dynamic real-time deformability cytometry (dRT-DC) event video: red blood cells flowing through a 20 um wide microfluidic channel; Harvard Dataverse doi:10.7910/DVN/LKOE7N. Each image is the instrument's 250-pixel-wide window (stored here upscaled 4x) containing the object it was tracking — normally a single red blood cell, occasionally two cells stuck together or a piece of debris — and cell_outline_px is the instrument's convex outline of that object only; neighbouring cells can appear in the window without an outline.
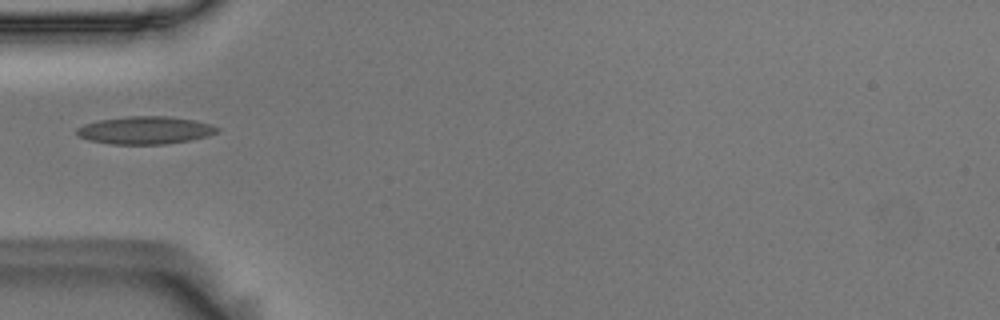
{"species": "Egyptian fruit bat (a non-hibernating species)", "species_latin": "Rousettus aegyptiacus", "temperature_condition": "room temperature", "stored_images_in_passage": 17, "camera_frame_rate_fps": 3000, "um_per_image_px": 0.085, "animal": {"sex": "male"}, "frame": {"image": 1, "passage_image": 1, "time_ms": 0.0, "image_size_px": [1000, 320], "cell_outline_px": [[220, 128], [216, 132], [208, 136], [188, 140], [164, 144], [112, 144], [88, 140], [76, 136], [76, 128], [84, 124], [100, 120], [128, 116], [168, 116], [196, 120], [212, 124]], "centroid_in_image_um": [12.32, 11.06], "position_along_channel_um": 72.7, "area_um2": 22.72}}
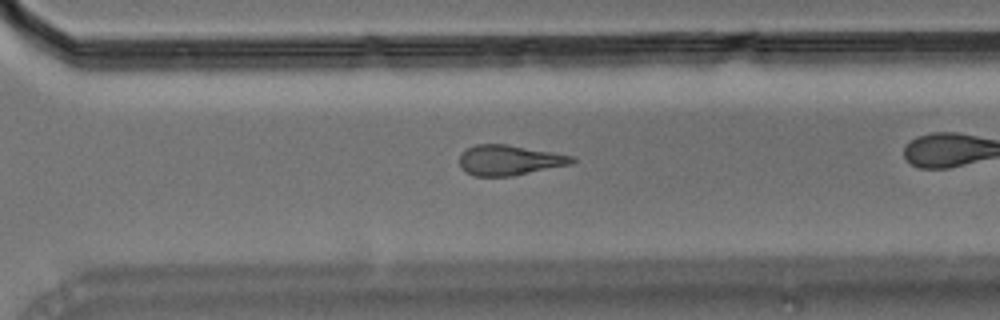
{"frame": {"image": 2, "passage_image": 12, "time_ms": 3.667, "image_size_px": [1000, 320], "cell_outline_px": [[576, 160], [572, 164], [512, 176], [472, 176], [464, 172], [460, 168], [460, 156], [468, 148], [476, 144], [504, 144], [552, 152], [572, 156]], "centroid_in_image_um": [43.27, 13.63], "position_along_channel_um": 327.3, "area_um2": 19.71}}
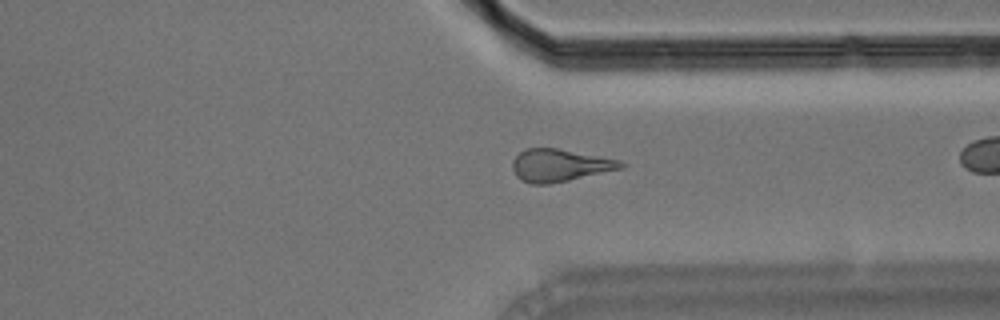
{"frame": {"image": 3, "passage_image": 15, "time_ms": 4.667, "image_size_px": [1000, 320], "cell_outline_px": [[628, 164], [624, 168], [568, 180], [548, 184], [532, 184], [520, 180], [516, 176], [512, 168], [512, 160], [524, 148], [556, 148], [620, 160]], "centroid_in_image_um": [47.57, 14.05], "position_along_channel_um": 363.8, "area_um2": 20.52}}